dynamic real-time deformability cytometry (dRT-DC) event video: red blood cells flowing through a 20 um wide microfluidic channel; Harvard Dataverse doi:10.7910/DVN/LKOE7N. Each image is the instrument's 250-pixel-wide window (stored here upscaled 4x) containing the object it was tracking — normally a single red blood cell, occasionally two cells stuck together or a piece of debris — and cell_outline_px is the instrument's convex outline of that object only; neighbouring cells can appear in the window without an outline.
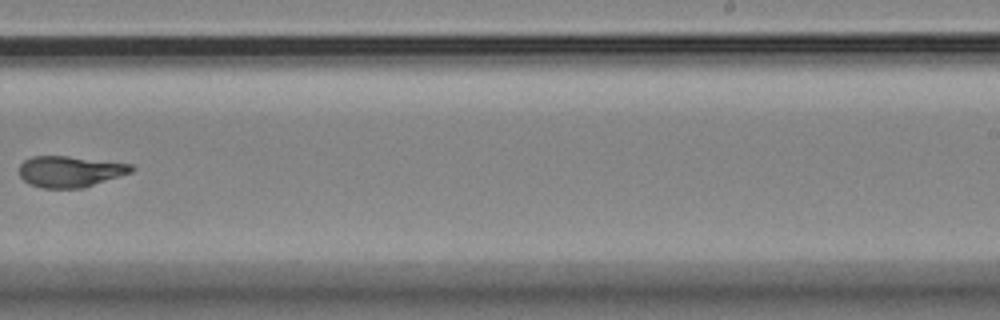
{"species": "Egyptian fruit bat (a non-hibernating species)", "species_latin": "Rousettus aegyptiacus", "temperature_condition": "room temperature", "stored_images_in_passage": 16, "camera_frame_rate_fps": 3000, "um_per_image_px": 0.085, "animal": {"sex": "female"}, "frame": {"image": 1, "passage_image": 10, "time_ms": 11.667, "image_size_px": [1000, 320], "cell_outline_px": [[136, 168], [132, 172], [84, 188], [40, 188], [28, 184], [20, 176], [20, 164], [24, 160], [32, 156], [68, 156], [132, 164]], "centroid_in_image_um": [5.96, 14.58], "position_along_channel_um": 283.0, "area_um2": 20.46}}
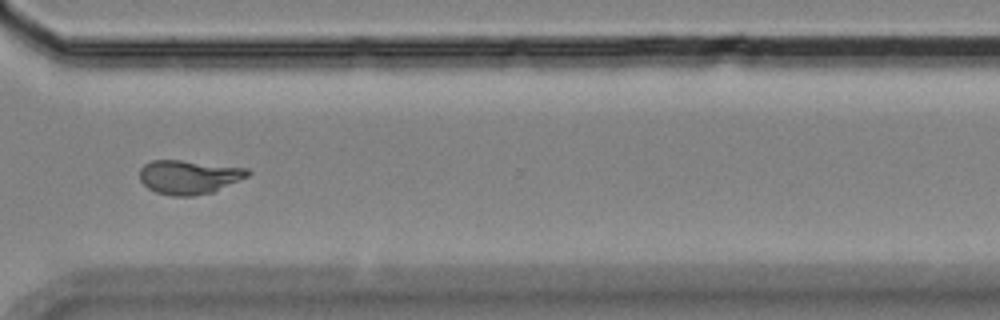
{"frame": {"image": 2, "passage_image": 12, "time_ms": 13.667, "image_size_px": [1000, 320], "cell_outline_px": [[252, 172], [248, 176], [212, 192], [192, 196], [172, 196], [156, 192], [148, 188], [140, 180], [140, 168], [144, 164], [152, 160], [180, 160], [248, 168]], "centroid_in_image_um": [16.04, 15.04], "position_along_channel_um": 354.6, "area_um2": 21.27}, "authors_computed_cell_mechanics": {"area_um2": 21.4149, "velocity_mm_per_s": 3.5493, "shape_relaxation_time_tau1_ms": 9.9233, "shape_relaxation_time_tau2_ms": 0.2982, "deformation_change_tau1": 0.2972, "deformation_change_tau2": 0.0919}}